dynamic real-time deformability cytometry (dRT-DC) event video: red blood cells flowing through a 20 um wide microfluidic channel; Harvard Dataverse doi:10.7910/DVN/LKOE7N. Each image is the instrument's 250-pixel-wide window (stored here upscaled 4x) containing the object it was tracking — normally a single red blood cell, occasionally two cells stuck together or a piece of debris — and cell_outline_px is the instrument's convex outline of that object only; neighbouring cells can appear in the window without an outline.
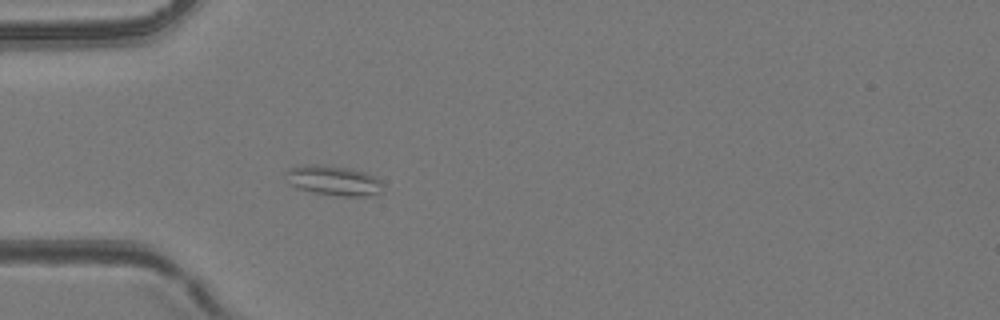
{"species": "common noctule bat (a hibernating species)", "species_latin": "Nyctalus noctula", "temperature_condition": "room temperature", "stored_images_in_passage": 3, "camera_frame_rate_fps": 3000, "um_per_image_px": 0.085, "animal": {"sex": "female", "body_mass_g": 24.6, "forearm_length_mm": 56.2}, "frame": {"image": 1, "passage_image": 3, "time_ms": 2.333, "image_size_px": [1000, 320], "cell_outline_px": [[384, 192], [368, 196], [344, 196], [316, 192], [296, 188], [288, 184], [284, 172], [288, 168], [308, 164], [324, 164], [352, 168], [376, 176], [380, 180]], "centroid_in_image_um": [28.35, 15.32], "position_along_channel_um": 56.7, "area_um2": 17.22}}